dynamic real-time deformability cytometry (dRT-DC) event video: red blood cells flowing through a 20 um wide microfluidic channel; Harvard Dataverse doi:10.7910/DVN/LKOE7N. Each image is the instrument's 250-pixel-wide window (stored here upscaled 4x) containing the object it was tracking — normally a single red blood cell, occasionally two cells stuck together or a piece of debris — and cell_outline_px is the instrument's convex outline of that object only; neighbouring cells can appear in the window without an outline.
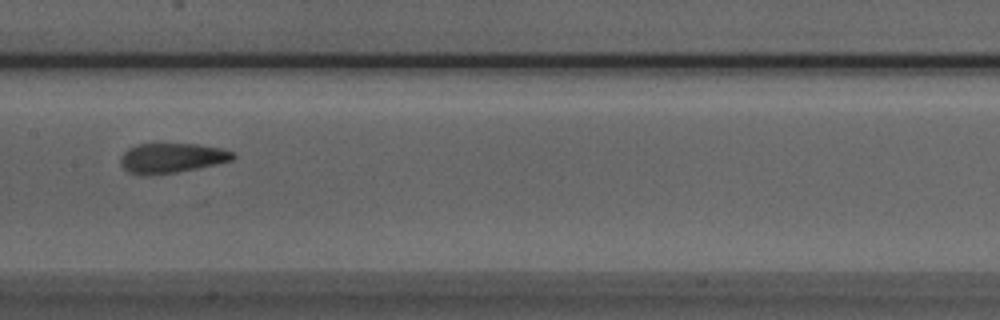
{"species": "Egyptian fruit bat (a non-hibernating species)", "species_latin": "Rousettus aegyptiacus", "temperature_condition": "room temperature", "stored_images_in_passage": 8, "camera_frame_rate_fps": 3000, "um_per_image_px": 0.085, "animal": {"sex": "male"}, "frame": {"image": 1, "passage_image": 8, "time_ms": 2.333, "image_size_px": [1000, 320], "cell_outline_px": [[236, 156], [232, 160], [216, 164], [176, 172], [148, 176], [140, 176], [128, 172], [120, 164], [120, 156], [128, 148], [136, 144], [196, 144], [224, 148], [236, 152]], "centroid_in_image_um": [14.58, 13.43], "position_along_channel_um": 192.8, "area_um2": 19.83}}